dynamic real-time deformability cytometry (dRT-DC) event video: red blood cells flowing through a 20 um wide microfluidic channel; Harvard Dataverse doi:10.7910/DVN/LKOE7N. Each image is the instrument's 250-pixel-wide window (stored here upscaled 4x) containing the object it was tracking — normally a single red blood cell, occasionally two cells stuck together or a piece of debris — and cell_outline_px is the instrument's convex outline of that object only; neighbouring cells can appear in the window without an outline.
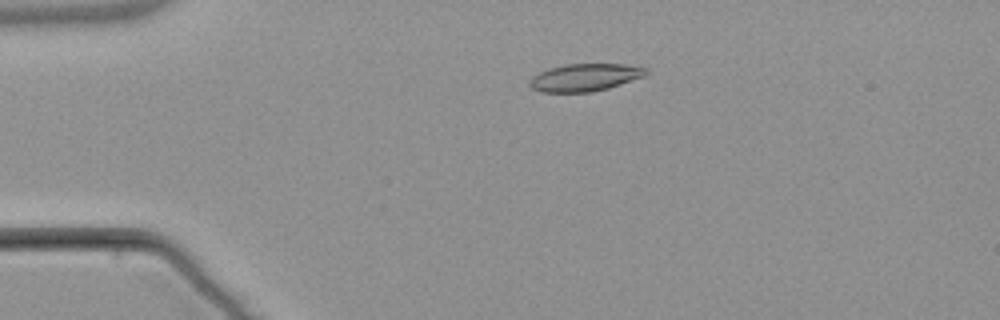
{"species": "common noctule bat (a hibernating species)", "species_latin": "Nyctalus noctula", "temperature_condition": "warm", "stored_images_in_passage": 3, "camera_frame_rate_fps": 3000, "um_per_image_px": 0.085, "animal": {"sex": "male", "body_mass_g": 21.5, "forearm_length_mm": 52.0}, "frame": {"image": 1, "passage_image": 2, "time_ms": 1.0, "image_size_px": [1000, 320], "cell_outline_px": [[648, 72], [644, 76], [608, 88], [592, 92], [540, 92], [532, 88], [528, 84], [528, 80], [532, 76], [548, 68], [564, 64], [624, 64], [648, 68]], "centroid_in_image_um": [49.68, 6.58], "position_along_channel_um": 35.3, "area_um2": 18.73}}